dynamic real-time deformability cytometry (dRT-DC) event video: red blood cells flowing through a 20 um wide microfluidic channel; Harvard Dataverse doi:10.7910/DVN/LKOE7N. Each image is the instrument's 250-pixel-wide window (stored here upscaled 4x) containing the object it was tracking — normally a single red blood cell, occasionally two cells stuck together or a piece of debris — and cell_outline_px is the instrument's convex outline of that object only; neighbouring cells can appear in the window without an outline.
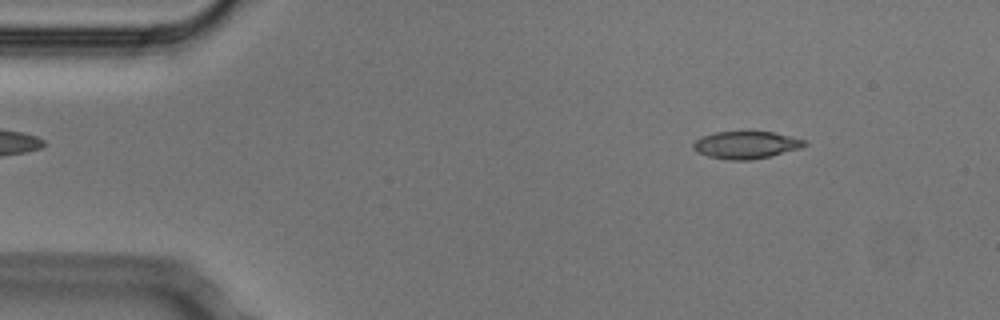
{"species": "Egyptian fruit bat (a non-hibernating species)", "species_latin": "Rousettus aegyptiacus", "temperature_condition": "cold", "stored_images_in_passage": 4, "camera_frame_rate_fps": 3000, "um_per_image_px": 0.085, "animal": {"sex": "male"}, "frame": {"image": 1, "passage_image": 2, "time_ms": 0.333, "image_size_px": [1000, 320], "cell_outline_px": [[808, 144], [800, 148], [772, 156], [752, 160], [732, 160], [708, 156], [696, 152], [692, 148], [692, 144], [700, 136], [716, 132], [772, 132], [804, 140]], "centroid_in_image_um": [63.38, 12.33], "position_along_channel_um": 21.6, "area_um2": 17.69}}